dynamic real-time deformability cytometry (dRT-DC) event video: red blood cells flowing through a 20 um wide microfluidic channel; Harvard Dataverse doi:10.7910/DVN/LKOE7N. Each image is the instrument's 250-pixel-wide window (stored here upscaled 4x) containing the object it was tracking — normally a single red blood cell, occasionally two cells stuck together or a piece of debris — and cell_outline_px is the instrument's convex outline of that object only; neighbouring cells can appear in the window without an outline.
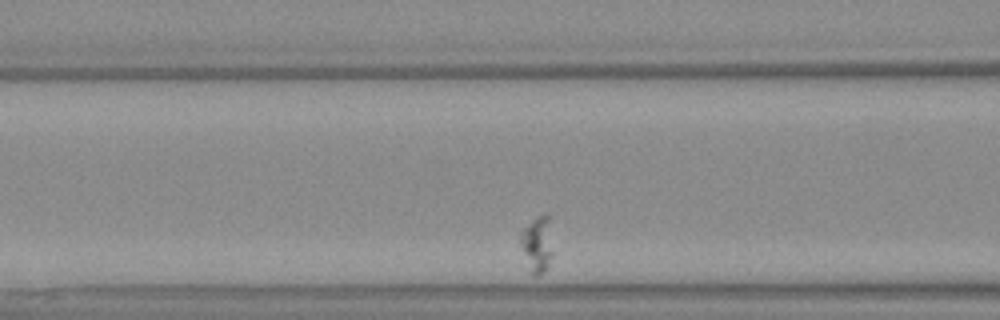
{"species": "Egyptian fruit bat (a non-hibernating species)", "species_latin": "Rousettus aegyptiacus", "temperature_condition": "warm", "stored_images_in_passage": 28, "camera_frame_rate_fps": 3000, "um_per_image_px": 0.085, "animal": {"sex": "female"}, "frame": {"image": 1, "passage_image": 5, "time_ms": 1.333, "image_size_px": [1000, 320], "cell_outline_px": [[552, 252], [548, 264], [544, 272], [536, 276], [532, 276], [528, 272], [520, 244], [520, 232], [536, 216], [548, 216]], "centroid_in_image_um": [45.61, 20.83], "position_along_channel_um": 121.0, "area_um2": 10.46}}